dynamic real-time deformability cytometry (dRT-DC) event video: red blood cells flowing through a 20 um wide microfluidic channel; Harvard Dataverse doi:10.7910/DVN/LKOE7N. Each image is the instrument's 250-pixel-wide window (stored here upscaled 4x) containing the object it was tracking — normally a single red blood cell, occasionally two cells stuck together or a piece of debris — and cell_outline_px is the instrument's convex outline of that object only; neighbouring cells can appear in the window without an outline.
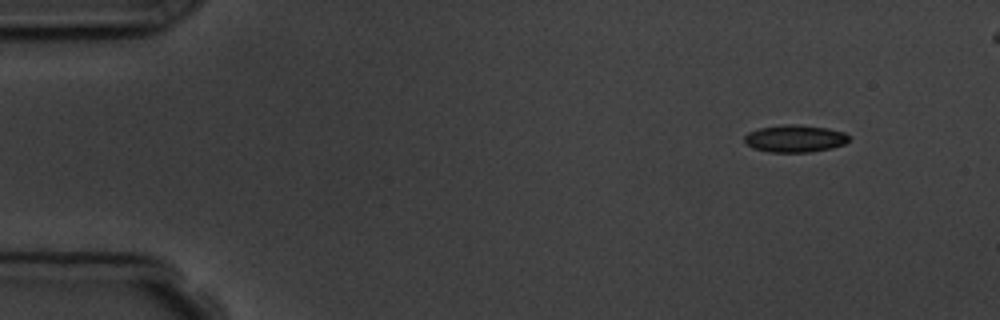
{"species": "common noctule bat (a hibernating species)", "species_latin": "Nyctalus noctula", "temperature_condition": "room temperature", "stored_images_in_passage": 6, "segment_of_instrument_passage": [2, 2], "camera_frame_rate_fps": 3000, "um_per_image_px": 0.085, "animal": {"sex": "male", "body_mass_g": 19.5, "forearm_length_mm": 54.6}, "frame": {"image": 1, "passage_image": 6, "time_ms": 6.333, "image_size_px": [1000, 320], "cell_outline_px": [[848, 140], [844, 144], [832, 148], [812, 152], [768, 152], [752, 148], [744, 144], [744, 136], [748, 132], [760, 128], [784, 124], [796, 124], [828, 128], [844, 132], [848, 136]], "centroid_in_image_um": [67.53, 11.78], "position_along_channel_um": 17.5, "area_um2": 16.76}}